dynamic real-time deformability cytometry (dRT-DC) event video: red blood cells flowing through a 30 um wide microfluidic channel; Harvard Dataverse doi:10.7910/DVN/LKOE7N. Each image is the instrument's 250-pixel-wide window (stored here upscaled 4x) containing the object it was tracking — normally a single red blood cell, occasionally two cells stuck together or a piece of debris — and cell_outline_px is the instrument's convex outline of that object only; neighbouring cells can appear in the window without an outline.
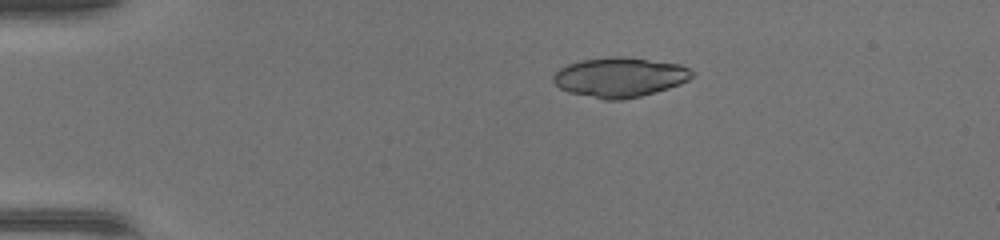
{"species": "common noctule bat (a hibernating species)", "species_latin": "Nyctalus noctula", "temperature_condition": "warm", "stored_images_in_passage": 39, "camera_frame_rate_fps": 3000, "um_per_image_px": 0.085, "animal": {"sex": "female", "body_mass_g": 17.0, "forearm_length_mm": 48.0}, "frame": {"image": 1, "passage_image": 1, "time_ms": 0.0, "image_size_px": [1000, 240], "cell_outline_px": [[696, 72], [688, 80], [680, 84], [668, 88], [640, 96], [620, 100], [604, 100], [568, 92], [560, 88], [552, 80], [552, 76], [560, 68], [568, 64], [580, 60], [612, 56], [620, 56], [680, 64]], "centroid_in_image_um": [52.66, 6.56], "position_along_channel_um": 32.3, "area_um2": 32.08}}